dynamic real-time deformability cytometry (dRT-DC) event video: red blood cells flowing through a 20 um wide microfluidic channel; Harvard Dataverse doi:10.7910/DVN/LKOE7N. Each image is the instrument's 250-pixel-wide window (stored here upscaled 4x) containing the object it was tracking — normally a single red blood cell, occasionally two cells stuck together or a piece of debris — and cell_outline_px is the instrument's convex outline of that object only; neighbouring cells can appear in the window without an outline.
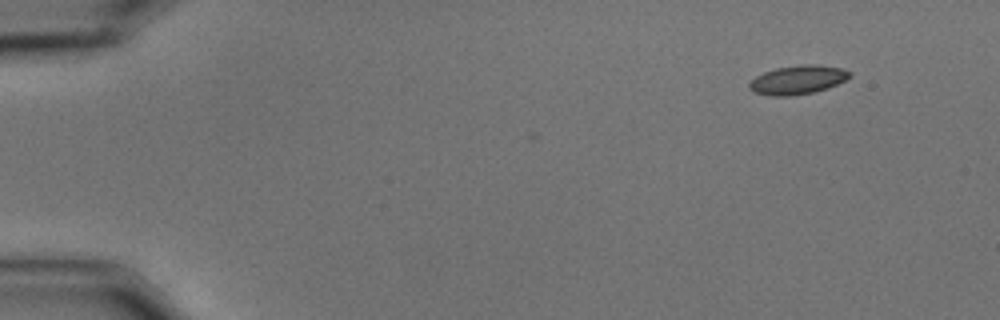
{"species": "common noctule bat (a hibernating species)", "species_latin": "Nyctalus noctula", "temperature_condition": "cold", "stored_images_in_passage": 4, "camera_frame_rate_fps": 3000, "um_per_image_px": 0.085, "animal": {"sex": "male", "body_mass_g": 15.6}, "frame": {"image": 1, "passage_image": 1, "time_ms": 0.0, "image_size_px": [1000, 320], "cell_outline_px": [[852, 76], [828, 88], [812, 92], [792, 96], [772, 96], [752, 92], [748, 88], [748, 84], [756, 76], [764, 72], [776, 68], [800, 64], [816, 64], [844, 68], [852, 72]], "centroid_in_image_um": [67.81, 6.78], "position_along_channel_um": 17.2, "area_um2": 17.05}}